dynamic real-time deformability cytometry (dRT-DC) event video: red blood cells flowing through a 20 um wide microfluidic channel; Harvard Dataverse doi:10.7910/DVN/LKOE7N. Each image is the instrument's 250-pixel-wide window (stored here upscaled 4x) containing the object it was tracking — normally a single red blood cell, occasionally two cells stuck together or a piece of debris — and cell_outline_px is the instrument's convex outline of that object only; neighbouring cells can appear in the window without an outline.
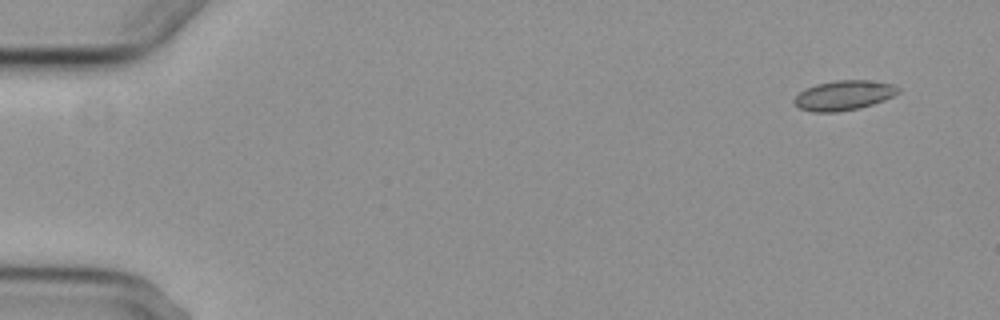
{"species": "common noctule bat (a hibernating species)", "species_latin": "Nyctalus noctula", "temperature_condition": "cold", "stored_images_in_passage": 9, "camera_frame_rate_fps": 3000, "um_per_image_px": 0.085, "animal": {"sex": "female", "body_mass_g": 29.2, "forearm_length_mm": 56.3}, "frame": {"image": 1, "passage_image": 1, "time_ms": 0.0, "image_size_px": [1000, 320], "cell_outline_px": [[900, 92], [884, 100], [860, 108], [836, 112], [812, 112], [800, 108], [792, 100], [804, 88], [816, 84], [836, 80], [868, 80], [892, 84], [900, 88]], "centroid_in_image_um": [71.71, 8.1], "position_along_channel_um": 13.3, "area_um2": 18.03}}
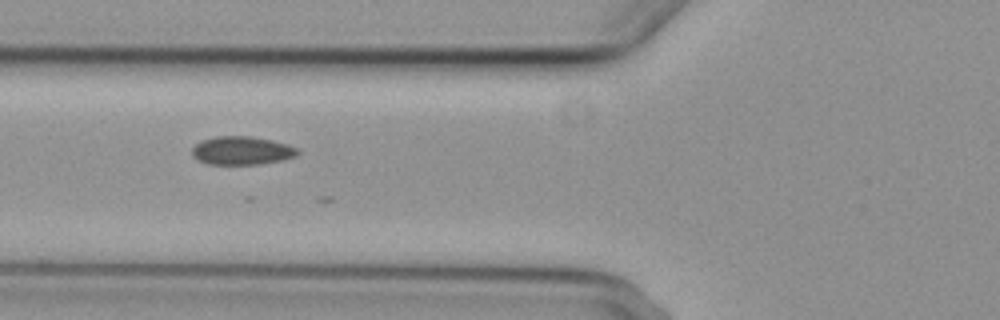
{"frame": {"image": 2, "passage_image": 5, "time_ms": 6.0, "image_size_px": [1000, 320], "cell_outline_px": [[300, 152], [296, 156], [280, 160], [260, 164], [208, 164], [192, 156], [192, 148], [200, 140], [216, 136], [252, 136], [272, 140], [288, 144], [300, 148]], "centroid_in_image_um": [20.58, 12.79], "position_along_channel_um": 105.2, "area_um2": 17.57}}
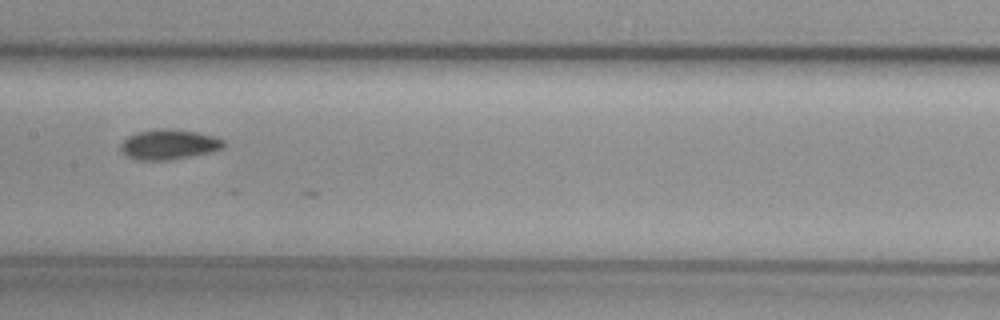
{"frame": {"image": 3, "passage_image": 7, "time_ms": 8.333, "image_size_px": [1000, 320], "cell_outline_px": [[224, 148], [208, 152], [172, 160], [136, 160], [124, 156], [120, 152], [120, 144], [128, 136], [136, 132], [152, 128], [168, 128], [196, 132], [212, 136], [224, 140]], "centroid_in_image_um": [14.27, 12.28], "position_along_channel_um": 193.1, "area_um2": 18.26}}